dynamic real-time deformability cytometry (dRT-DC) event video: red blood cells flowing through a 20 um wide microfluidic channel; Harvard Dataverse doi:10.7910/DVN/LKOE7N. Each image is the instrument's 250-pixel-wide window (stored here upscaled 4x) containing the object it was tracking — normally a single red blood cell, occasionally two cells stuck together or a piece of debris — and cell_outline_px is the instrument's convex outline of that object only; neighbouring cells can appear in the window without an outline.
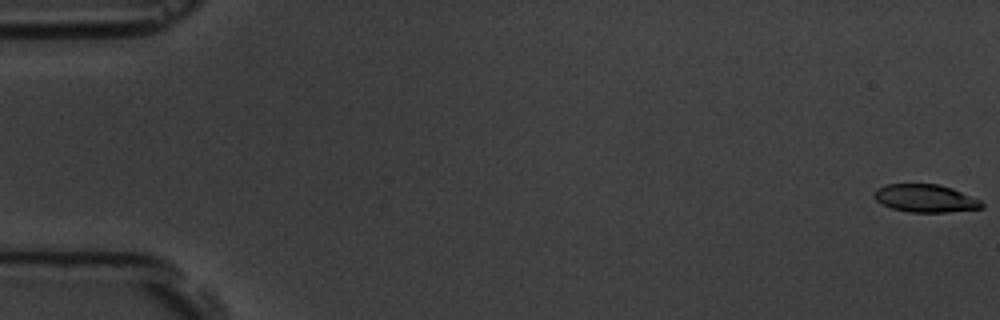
{"species": "common noctule bat (a hibernating species)", "species_latin": "Nyctalus noctula", "temperature_condition": "room temperature", "stored_images_in_passage": 5, "camera_frame_rate_fps": 3000, "um_per_image_px": 0.085, "animal": {"sex": "male", "body_mass_g": 19.5, "forearm_length_mm": 54.6}, "frame": {"image": 1, "passage_image": 1, "time_ms": 0.0, "image_size_px": [1000, 320], "cell_outline_px": [[984, 208], [948, 212], [908, 212], [892, 208], [880, 204], [872, 196], [872, 192], [876, 188], [888, 184], [940, 184], [952, 188], [980, 200], [984, 204]], "centroid_in_image_um": [78.62, 16.86], "position_along_channel_um": 6.4, "area_um2": 17.63}}